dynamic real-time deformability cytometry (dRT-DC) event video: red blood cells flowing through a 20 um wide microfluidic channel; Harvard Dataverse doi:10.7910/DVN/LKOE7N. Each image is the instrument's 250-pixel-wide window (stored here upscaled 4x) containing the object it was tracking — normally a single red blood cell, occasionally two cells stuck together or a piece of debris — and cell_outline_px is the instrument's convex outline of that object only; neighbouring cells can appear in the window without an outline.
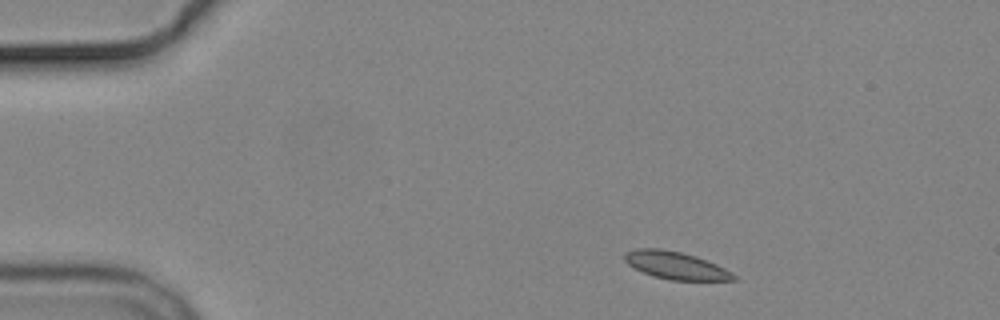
{"species": "common noctule bat (a hibernating species)", "species_latin": "Nyctalus noctula", "temperature_condition": "cold", "stored_images_in_passage": 7, "camera_frame_rate_fps": 3000, "um_per_image_px": 0.085, "animal": {"sex": "male", "body_mass_g": 19.2, "forearm_length_mm": 51.8}, "frame": {"image": 1, "passage_image": 1, "time_ms": 0.0, "image_size_px": [1000, 320], "cell_outline_px": [[736, 280], [672, 280], [652, 276], [628, 264], [624, 260], [624, 252], [636, 248], [660, 248], [680, 252], [696, 256], [716, 264], [732, 272], [736, 276]], "centroid_in_image_um": [57.42, 22.55], "position_along_channel_um": 27.6, "area_um2": 17.4}}
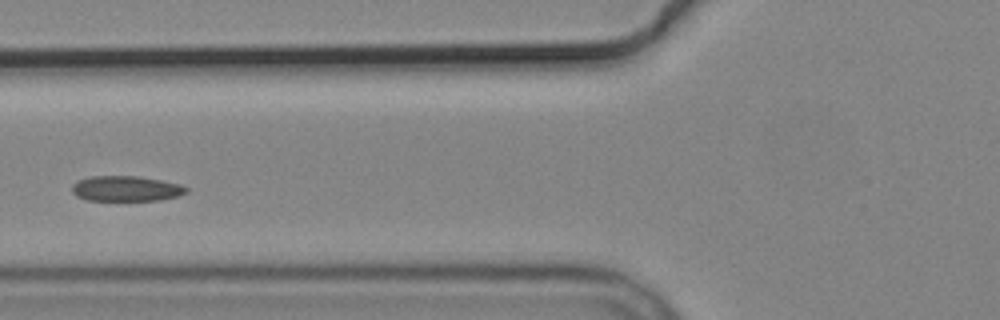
{"frame": {"image": 2, "passage_image": 4, "time_ms": 4.333, "image_size_px": [1000, 320], "cell_outline_px": [[188, 192], [176, 196], [160, 200], [84, 200], [76, 196], [72, 192], [72, 184], [76, 180], [92, 176], [136, 176], [160, 180], [180, 184], [188, 188]], "centroid_in_image_um": [10.67, 16.03], "position_along_channel_um": 115.1, "area_um2": 16.88}}
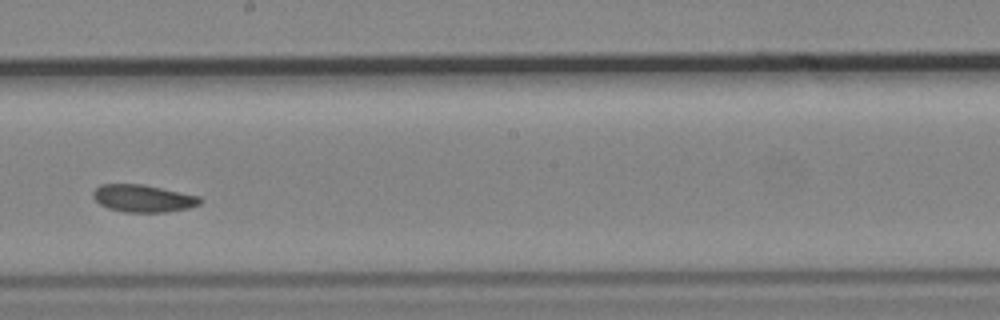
{"frame": {"image": 3, "passage_image": 7, "time_ms": 7.667, "image_size_px": [1000, 320], "cell_outline_px": [[204, 200], [200, 204], [188, 208], [164, 212], [124, 212], [108, 208], [100, 204], [92, 196], [92, 192], [100, 184], [144, 184], [200, 196]], "centroid_in_image_um": [12.18, 16.85], "position_along_channel_um": 236.0, "area_um2": 17.17}}